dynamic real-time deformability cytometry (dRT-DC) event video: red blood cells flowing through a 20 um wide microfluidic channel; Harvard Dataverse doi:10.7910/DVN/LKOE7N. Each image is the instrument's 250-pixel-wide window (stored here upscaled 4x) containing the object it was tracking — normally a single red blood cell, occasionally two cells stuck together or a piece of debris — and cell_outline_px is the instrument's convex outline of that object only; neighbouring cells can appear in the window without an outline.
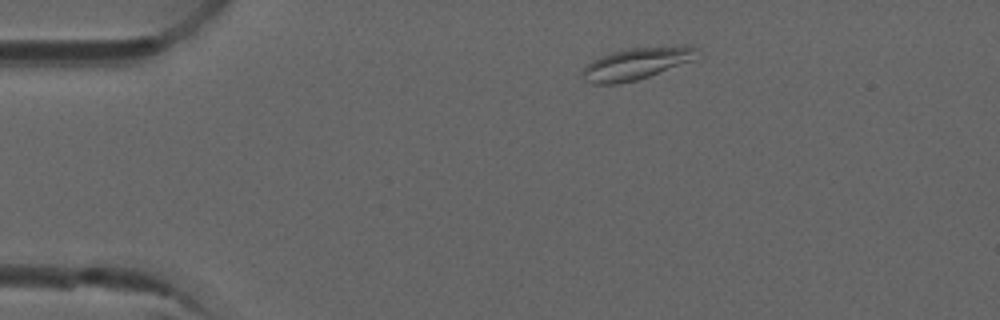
{"species": "common noctule bat (a hibernating species)", "species_latin": "Nyctalus noctula", "temperature_condition": "room temperature", "stored_images_in_passage": 6, "camera_frame_rate_fps": 3000, "um_per_image_px": 0.085, "animal": {"sex": "male", "forearm_length_mm": 52.5}, "frame": {"image": 1, "passage_image": 1, "time_ms": 0.0, "image_size_px": [1000, 320], "cell_outline_px": [[700, 48], [692, 60], [648, 76], [636, 80], [616, 84], [592, 84], [584, 80], [580, 72], [592, 60], [600, 56], [612, 52], [628, 48], [684, 44], [688, 44]], "centroid_in_image_um": [54.09, 5.38], "position_along_channel_um": 30.9, "area_um2": 21.44}}
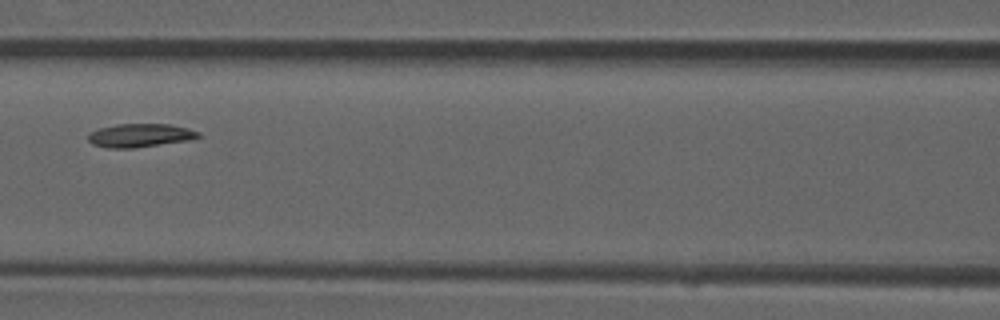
{"frame": {"image": 2, "passage_image": 5, "time_ms": 1.333, "image_size_px": [1000, 320], "cell_outline_px": [[200, 136], [192, 140], [132, 148], [108, 148], [92, 144], [88, 140], [88, 132], [100, 128], [116, 124], [168, 124], [188, 128], [200, 132]], "centroid_in_image_um": [11.9, 11.51], "position_along_channel_um": 154.7, "area_um2": 15.14}}